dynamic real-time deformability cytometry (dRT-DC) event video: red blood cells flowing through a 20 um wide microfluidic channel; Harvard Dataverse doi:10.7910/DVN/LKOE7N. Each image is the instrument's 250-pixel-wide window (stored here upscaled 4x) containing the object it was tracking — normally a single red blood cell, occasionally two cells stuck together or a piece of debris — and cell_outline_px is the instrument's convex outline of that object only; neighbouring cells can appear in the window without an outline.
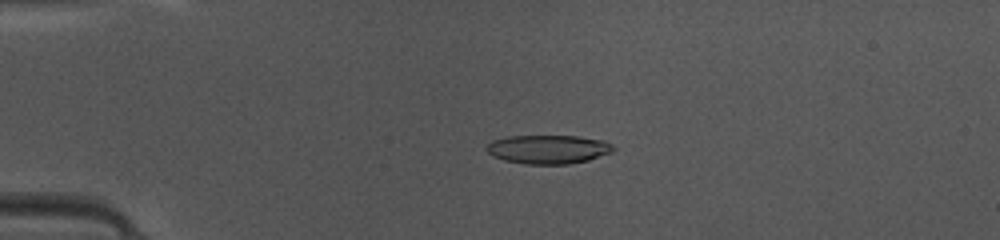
{"species": "common noctule bat (a hibernating species)", "species_latin": "Nyctalus noctula", "temperature_condition": "warm", "stored_images_in_passage": 43, "camera_frame_rate_fps": 3000, "um_per_image_px": 0.085, "animal": {"sex": "female", "body_mass_g": 10.0, "forearm_length_mm": 53.1}, "frame": {"image": 1, "passage_image": 7, "time_ms": 2.0, "image_size_px": [1000, 240], "cell_outline_px": [[616, 148], [612, 152], [588, 160], [568, 164], [524, 164], [504, 160], [492, 156], [484, 148], [492, 140], [508, 136], [576, 136], [604, 140], [612, 144]], "centroid_in_image_um": [46.59, 12.69], "position_along_channel_um": 38.4, "area_um2": 21.39}}
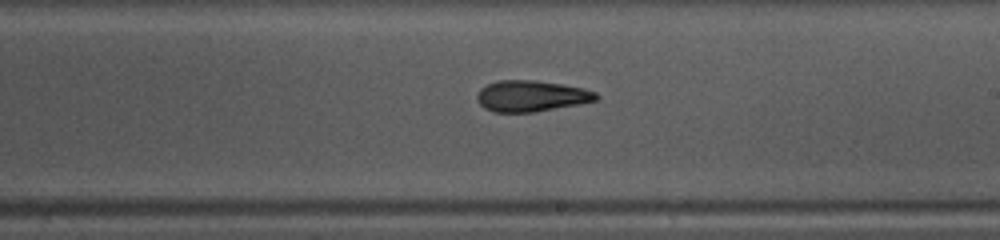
{"frame": {"image": 2, "passage_image": 24, "time_ms": 7.667, "image_size_px": [1000, 240], "cell_outline_px": [[600, 96], [596, 100], [576, 104], [532, 112], [492, 112], [484, 108], [476, 100], [476, 96], [480, 88], [496, 80], [532, 80], [560, 84], [584, 88], [596, 92]], "centroid_in_image_um": [45.11, 8.15], "position_along_channel_um": 243.9, "area_um2": 21.44}}
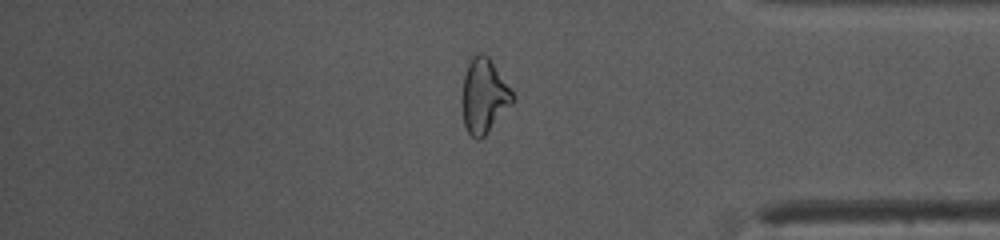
{"frame": {"image": 3, "passage_image": 36, "time_ms": 11.667, "image_size_px": [1000, 240], "cell_outline_px": [[516, 100], [484, 136], [480, 140], [476, 140], [468, 132], [464, 124], [460, 100], [464, 76], [468, 64], [472, 56], [480, 52], [484, 52], [488, 56], [516, 96]], "centroid_in_image_um": [41.13, 8.16], "position_along_channel_um": 394.1, "area_um2": 22.25}, "authors_computed_cell_mechanics": {"area_um2": 21.675, "velocity_mm_per_s": 4.1839, "shape_relaxation_time_tau1_ms": null, "shape_relaxation_time_tau2_ms": 2.472, "deformation_change_tau1": null, "deformation_change_tau2": 0.1124}}